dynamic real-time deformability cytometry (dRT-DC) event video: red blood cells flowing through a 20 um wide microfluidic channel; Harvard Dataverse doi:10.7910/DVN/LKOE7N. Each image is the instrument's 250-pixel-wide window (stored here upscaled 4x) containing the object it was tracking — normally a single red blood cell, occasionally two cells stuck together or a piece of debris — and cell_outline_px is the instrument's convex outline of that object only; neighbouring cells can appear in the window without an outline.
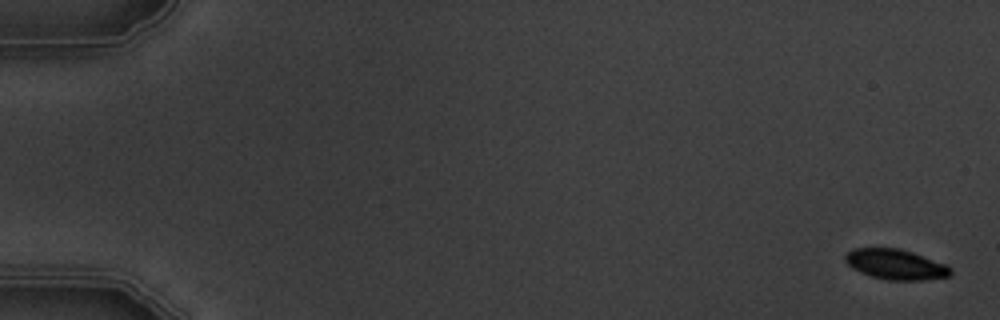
{"species": "common noctule bat (a hibernating species)", "species_latin": "Nyctalus noctula", "temperature_condition": "warm", "stored_images_in_passage": 6, "camera_frame_rate_fps": 3000, "um_per_image_px": 0.085, "animal": {"sex": "male", "body_mass_g": 19.5, "forearm_length_mm": 54.6}, "frame": {"image": 1, "passage_image": 1, "time_ms": 0.0, "image_size_px": [1000, 320], "cell_outline_px": [[952, 272], [948, 276], [920, 280], [888, 280], [872, 276], [860, 272], [852, 268], [844, 260], [844, 256], [852, 248], [900, 248], [912, 252], [944, 264], [952, 268]], "centroid_in_image_um": [76.09, 22.46], "position_along_channel_um": 8.9, "area_um2": 18.38}}
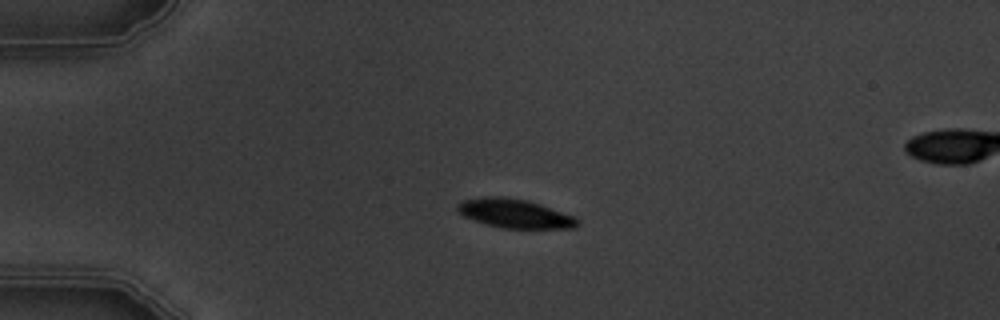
{"frame": {"image": 2, "passage_image": 5, "time_ms": 4.333, "image_size_px": [1000, 320], "cell_outline_px": [[580, 224], [576, 228], [500, 228], [484, 224], [472, 220], [464, 216], [456, 208], [456, 204], [460, 200], [484, 196], [504, 196], [528, 200], [576, 216], [580, 220]], "centroid_in_image_um": [43.75, 18.14], "position_along_channel_um": 41.2, "area_um2": 20.69}}